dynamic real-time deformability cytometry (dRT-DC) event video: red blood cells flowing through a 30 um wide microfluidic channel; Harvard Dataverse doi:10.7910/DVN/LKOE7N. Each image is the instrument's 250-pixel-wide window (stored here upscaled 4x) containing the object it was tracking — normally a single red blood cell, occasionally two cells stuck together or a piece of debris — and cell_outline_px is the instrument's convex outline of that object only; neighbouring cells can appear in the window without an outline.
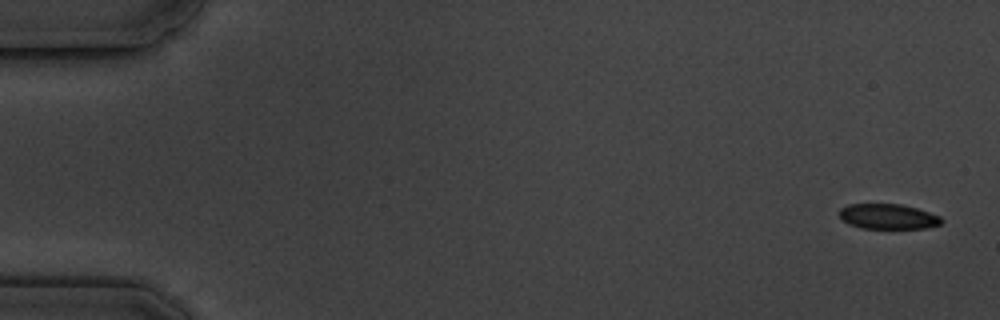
{"species": "common noctule bat (a hibernating species)", "species_latin": "Nyctalus noctula", "temperature_condition": "cold", "stored_images_in_passage": 9, "camera_frame_rate_fps": 3000, "um_per_image_px": 0.085, "animal": {"sex": "male", "body_mass_g": 19.5, "forearm_length_mm": 54.6}, "frame": {"image": 1, "passage_image": 1, "time_ms": 0.0, "image_size_px": [1000, 320], "cell_outline_px": [[944, 220], [940, 224], [928, 228], [860, 228], [848, 224], [840, 216], [840, 208], [848, 204], [900, 204], [916, 208], [940, 216]], "centroid_in_image_um": [75.49, 18.4], "position_along_channel_um": 9.5, "area_um2": 14.91}}
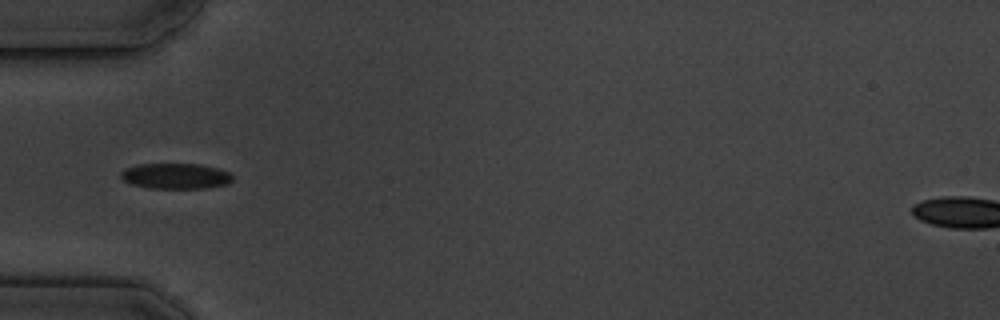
{"frame": {"image": 2, "passage_image": 6, "time_ms": 5.667, "image_size_px": [1000, 320], "cell_outline_px": [[232, 180], [228, 184], [208, 188], [148, 188], [132, 184], [124, 180], [120, 176], [120, 172], [124, 168], [136, 164], [200, 164], [216, 168], [228, 172], [232, 176]], "centroid_in_image_um": [14.9, 14.96], "position_along_channel_um": 70.1, "area_um2": 16.7}}
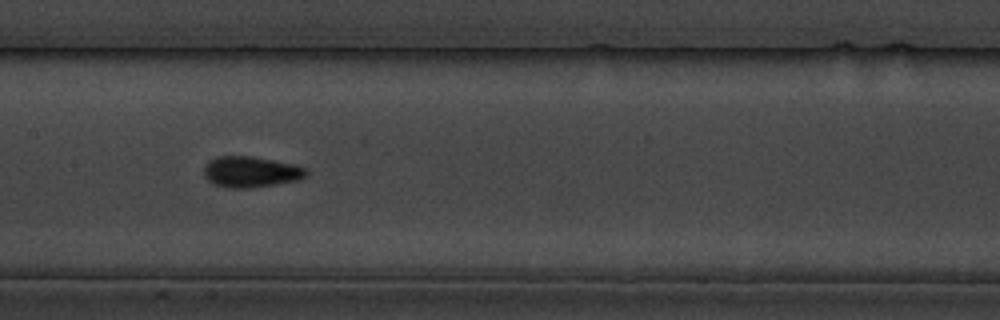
{"frame": {"image": 3, "passage_image": 9, "time_ms": 9.0, "image_size_px": [1000, 320], "cell_outline_px": [[308, 176], [296, 180], [276, 184], [252, 188], [228, 188], [216, 184], [208, 180], [204, 176], [204, 164], [208, 160], [216, 156], [252, 156], [292, 164], [308, 168]], "centroid_in_image_um": [21.31, 14.6], "position_along_channel_um": 186.1, "area_um2": 18.55}}